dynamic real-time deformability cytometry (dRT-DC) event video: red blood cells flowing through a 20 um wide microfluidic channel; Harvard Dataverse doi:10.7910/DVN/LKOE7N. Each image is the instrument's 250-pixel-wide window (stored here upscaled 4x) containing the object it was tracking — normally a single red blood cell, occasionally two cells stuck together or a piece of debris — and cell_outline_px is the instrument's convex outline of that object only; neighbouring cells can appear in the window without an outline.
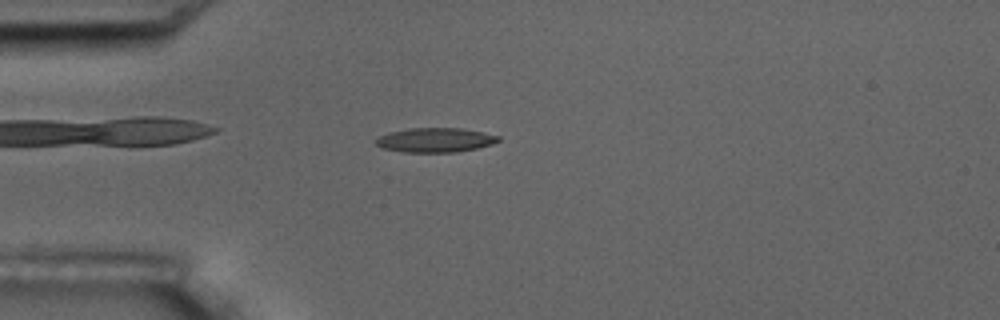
{"species": "common noctule bat (a hibernating species)", "species_latin": "Nyctalus noctula", "temperature_condition": "room temperature", "stored_images_in_passage": 6, "camera_frame_rate_fps": 3000, "um_per_image_px": 0.085, "animal": {"sex": "male", "body_mass_g": 17.5, "forearm_length_mm": 52.3}, "frame": {"image": 1, "passage_image": 4, "time_ms": 4.333, "image_size_px": [1000, 320], "cell_outline_px": [[500, 140], [492, 144], [476, 148], [456, 152], [404, 152], [384, 148], [376, 144], [376, 140], [380, 136], [388, 132], [408, 128], [460, 128], [500, 136]], "centroid_in_image_um": [36.99, 11.9], "position_along_channel_um": 48.0, "area_um2": 17.22}}